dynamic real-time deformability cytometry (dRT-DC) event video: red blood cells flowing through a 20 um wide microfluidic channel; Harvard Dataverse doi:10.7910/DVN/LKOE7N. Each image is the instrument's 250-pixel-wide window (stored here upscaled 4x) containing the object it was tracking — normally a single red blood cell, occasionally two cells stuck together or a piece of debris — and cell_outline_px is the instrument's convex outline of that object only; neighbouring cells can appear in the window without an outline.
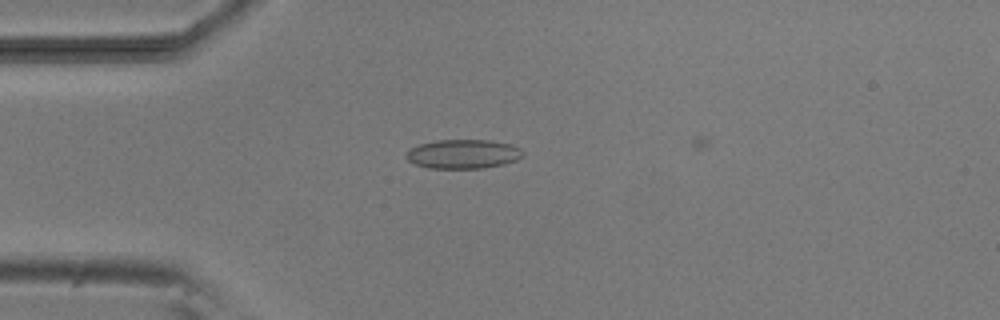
{"species": "common noctule bat (a hibernating species)", "species_latin": "Nyctalus noctula", "temperature_condition": "room temperature", "stored_images_in_passage": 5, "camera_frame_rate_fps": 3000, "um_per_image_px": 0.085, "animal": {"sex": "male", "body_mass_g": 20.5, "forearm_length_mm": 52.5}, "frame": {"image": 1, "passage_image": 4, "time_ms": 3.333, "image_size_px": [1000, 320], "cell_outline_px": [[524, 156], [516, 160], [504, 164], [480, 168], [428, 168], [416, 164], [408, 160], [404, 156], [408, 148], [420, 144], [436, 140], [488, 140], [512, 144], [520, 148], [524, 152]], "centroid_in_image_um": [39.36, 13.08], "position_along_channel_um": 45.6, "area_um2": 19.94}}